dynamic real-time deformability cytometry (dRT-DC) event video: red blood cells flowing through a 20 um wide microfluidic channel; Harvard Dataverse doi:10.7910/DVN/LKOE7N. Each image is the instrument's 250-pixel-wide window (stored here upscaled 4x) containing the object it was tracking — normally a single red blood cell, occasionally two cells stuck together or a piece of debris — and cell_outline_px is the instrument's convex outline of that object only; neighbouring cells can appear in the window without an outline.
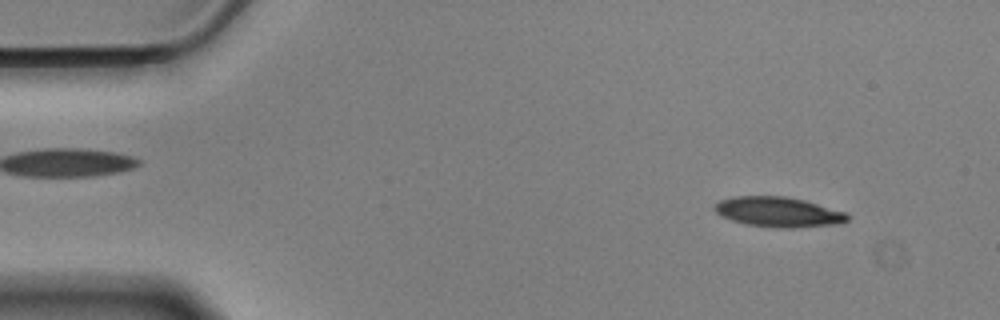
{"species": "Egyptian fruit bat (a non-hibernating species)", "species_latin": "Rousettus aegyptiacus", "temperature_condition": "cold", "stored_images_in_passage": 56, "camera_frame_rate_fps": 3000, "um_per_image_px": 0.085, "animal": {"sex": "male"}, "frame": {"image": 1, "passage_image": 5, "time_ms": 1.333, "image_size_px": [1000, 320], "cell_outline_px": [[848, 220], [840, 224], [792, 228], [776, 228], [748, 224], [732, 220], [720, 216], [712, 208], [720, 200], [732, 196], [788, 196], [804, 200], [844, 212], [848, 216]], "centroid_in_image_um": [66.13, 18.02], "position_along_channel_um": 18.9, "area_um2": 23.24}}
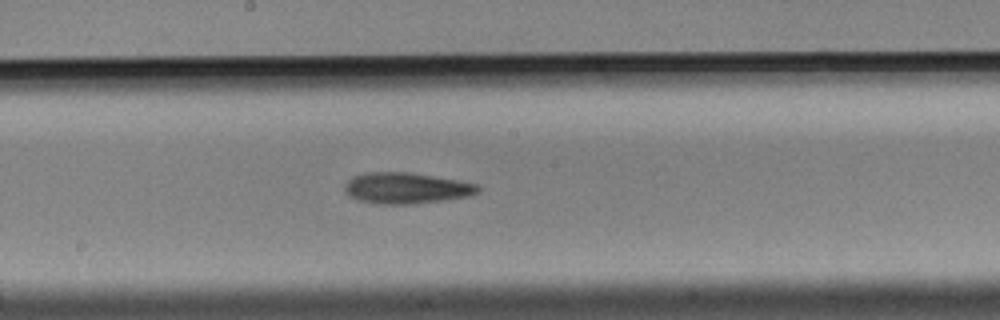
{"frame": {"image": 2, "passage_image": 29, "time_ms": 9.333, "image_size_px": [1000, 320], "cell_outline_px": [[480, 192], [468, 196], [444, 200], [408, 204], [372, 204], [356, 200], [348, 196], [344, 192], [344, 184], [352, 176], [364, 172], [408, 172], [480, 184]], "centroid_in_image_um": [34.47, 15.99], "position_along_channel_um": 213.7, "area_um2": 24.39}}
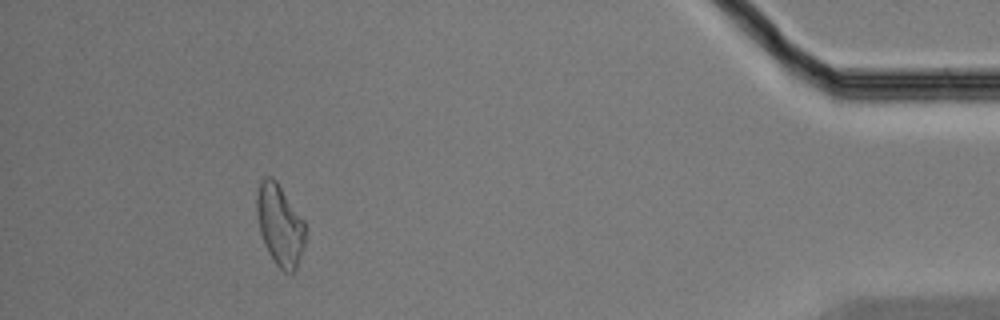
{"frame": {"image": 3, "passage_image": 51, "time_ms": 16.667, "image_size_px": [1000, 320], "cell_outline_px": [[304, 248], [296, 268], [292, 272], [284, 272], [276, 264], [268, 252], [260, 232], [256, 212], [256, 192], [264, 176], [272, 176], [276, 180], [304, 220]], "centroid_in_image_um": [23.77, 19.1], "position_along_channel_um": 411.4, "area_um2": 22.83}, "authors_computed_cell_mechanics": {"area_um2": 23.2067, "velocity_mm_per_s": 3.5052, "shape_relaxation_time_tau1_ms": 7.3377, "shape_relaxation_time_tau2_ms": null, "deformation_change_tau1": 0.1639, "deformation_change_tau2": null}}